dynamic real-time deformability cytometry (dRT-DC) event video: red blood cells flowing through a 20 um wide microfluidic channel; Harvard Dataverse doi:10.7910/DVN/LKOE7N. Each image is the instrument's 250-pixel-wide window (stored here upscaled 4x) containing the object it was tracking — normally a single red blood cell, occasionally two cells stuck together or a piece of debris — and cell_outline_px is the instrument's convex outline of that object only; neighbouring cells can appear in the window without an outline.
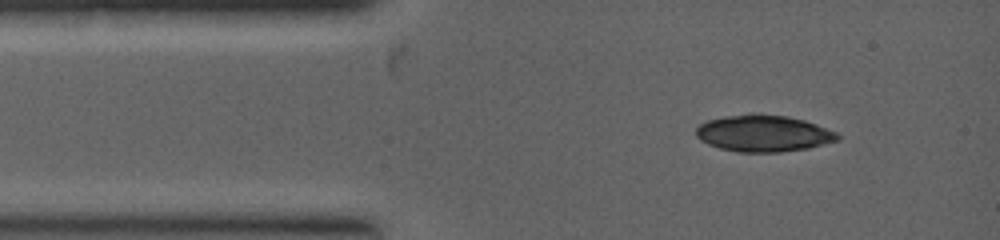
{"species": "common noctule bat (a hibernating species)", "species_latin": "Nyctalus noctula", "temperature_condition": "warm", "stored_images_in_passage": 1, "camera_frame_rate_fps": 5000, "um_per_image_px": 0.085, "animal": {"sex": "female", "body_mass_g": 19.0, "forearm_length_mm": 53.3}, "frame": {"image": 1, "passage_image": 1, "time_ms": 0.0, "image_size_px": [1000, 240], "cell_outline_px": [[840, 140], [808, 148], [780, 152], [736, 152], [720, 148], [708, 144], [700, 140], [696, 136], [696, 128], [700, 124], [708, 120], [724, 116], [752, 112], [788, 116], [804, 120], [816, 124], [836, 132], [840, 136]], "centroid_in_image_um": [64.88, 11.32], "position_along_channel_um": 20.1, "area_um2": 30.52}}